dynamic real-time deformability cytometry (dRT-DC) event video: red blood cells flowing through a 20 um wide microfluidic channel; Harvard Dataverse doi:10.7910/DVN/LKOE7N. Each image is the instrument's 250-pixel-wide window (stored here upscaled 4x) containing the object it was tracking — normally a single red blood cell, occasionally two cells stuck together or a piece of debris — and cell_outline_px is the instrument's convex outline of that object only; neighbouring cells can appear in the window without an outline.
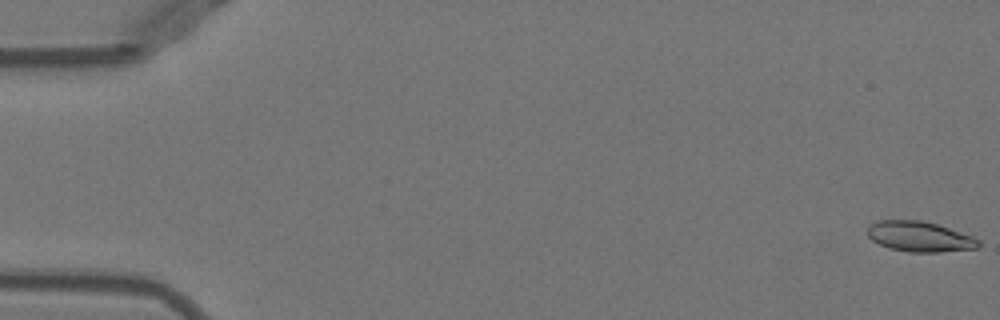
{"species": "Egyptian fruit bat (a non-hibernating species)", "species_latin": "Rousettus aegyptiacus", "temperature_condition": "warm", "stored_images_in_passage": 52, "camera_frame_rate_fps": 3000, "um_per_image_px": 0.085, "animal": {"sex": "female"}, "frame": {"image": 1, "passage_image": 1, "time_ms": 0.0, "image_size_px": [1000, 320], "cell_outline_px": [[980, 244], [976, 248], [940, 252], [908, 252], [888, 248], [872, 240], [868, 236], [868, 228], [872, 224], [880, 220], [920, 220], [936, 224], [972, 236], [980, 240]], "centroid_in_image_um": [78.16, 20.12], "position_along_channel_um": 6.8, "area_um2": 19.42}}
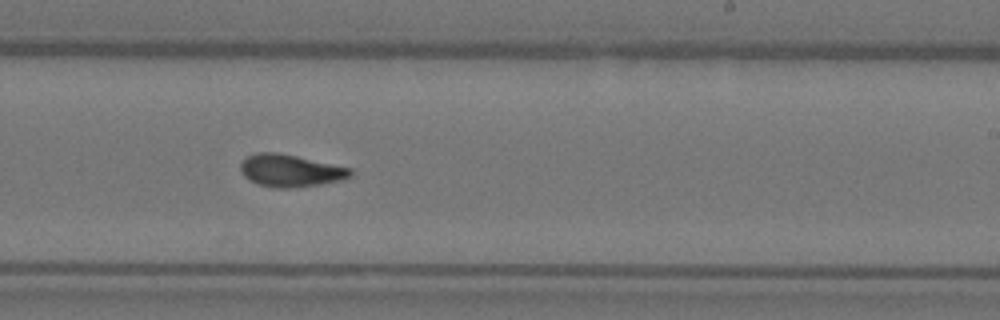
{"frame": {"image": 2, "passage_image": 32, "time_ms": 10.333, "image_size_px": [1000, 320], "cell_outline_px": [[352, 176], [340, 180], [320, 184], [288, 188], [276, 188], [260, 184], [248, 180], [240, 172], [240, 164], [248, 156], [256, 152], [280, 152], [352, 168]], "centroid_in_image_um": [24.68, 14.49], "position_along_channel_um": 264.3, "area_um2": 20.75}}
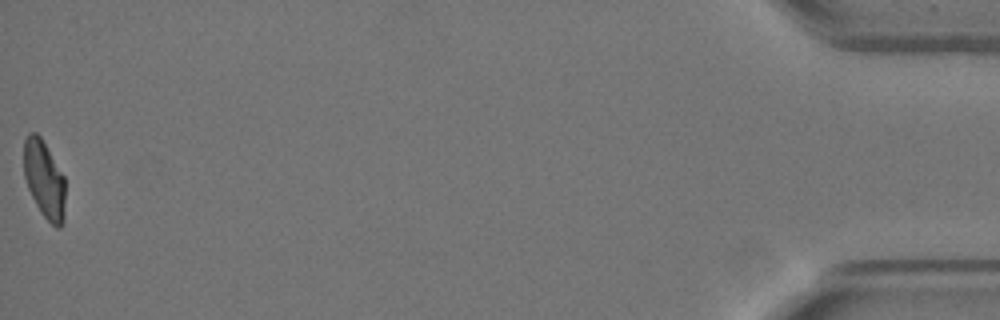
{"frame": {"image": 3, "passage_image": 52, "time_ms": 17.0, "image_size_px": [1000, 320], "cell_outline_px": [[64, 220], [60, 228], [56, 228], [40, 212], [28, 188], [24, 176], [24, 140], [28, 132], [36, 132], [40, 136], [64, 176]], "centroid_in_image_um": [3.75, 15.25], "position_along_channel_um": 431.4, "area_um2": 18.61}, "authors_computed_cell_mechanics": {"area_um2": 20.0566, "velocity_mm_per_s": 3.9624, "shape_relaxation_time_tau1_ms": 5.4558, "shape_relaxation_time_tau2_ms": 2.3923, "deformation_change_tau1": 0.2035, "deformation_change_tau2": 0.0965}}